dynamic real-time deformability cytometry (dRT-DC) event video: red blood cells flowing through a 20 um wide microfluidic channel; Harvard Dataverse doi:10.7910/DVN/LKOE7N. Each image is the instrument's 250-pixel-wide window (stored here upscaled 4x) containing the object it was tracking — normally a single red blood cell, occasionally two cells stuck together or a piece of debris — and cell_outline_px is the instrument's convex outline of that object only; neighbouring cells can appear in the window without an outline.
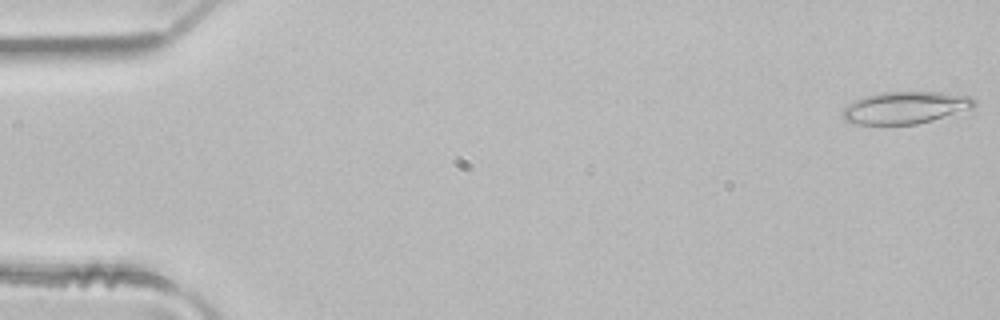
{"species": "common noctule bat (a hibernating species)", "species_latin": "Nyctalus noctula", "temperature_condition": "room temperature", "stored_images_in_passage": 49, "camera_frame_rate_fps": 3000, "um_per_image_px": 0.085, "animal": {"sex": "male", "body_mass_g": 21.5, "forearm_length_mm": 52.0}, "frame": {"image": 1, "passage_image": 1, "time_ms": 0.0, "image_size_px": [1000, 320], "cell_outline_px": [[976, 104], [972, 108], [932, 120], [916, 124], [852, 124], [844, 120], [844, 108], [848, 104], [864, 96], [880, 92], [940, 92], [972, 96], [976, 100]], "centroid_in_image_um": [76.97, 9.14], "position_along_channel_um": 8.0, "area_um2": 24.57}}
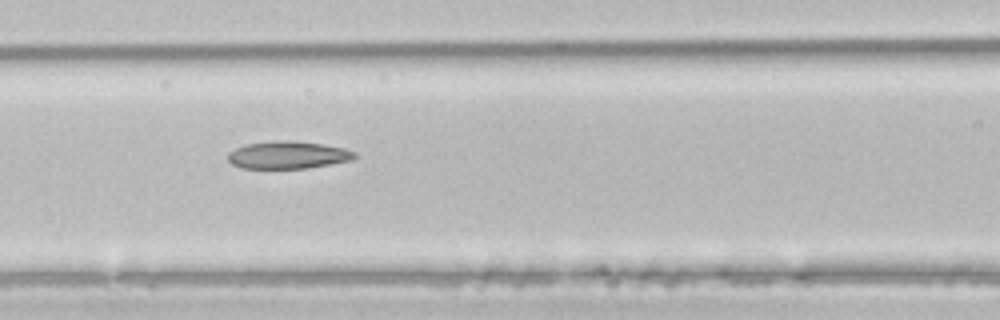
{"frame": {"image": 2, "passage_image": 21, "time_ms": 6.667, "image_size_px": [1000, 320], "cell_outline_px": [[360, 156], [352, 160], [308, 168], [240, 168], [232, 164], [228, 160], [228, 152], [236, 148], [248, 144], [276, 140], [292, 140], [324, 144], [344, 148], [356, 152]], "centroid_in_image_um": [24.52, 13.17], "position_along_channel_um": 142.1, "area_um2": 20.46}}
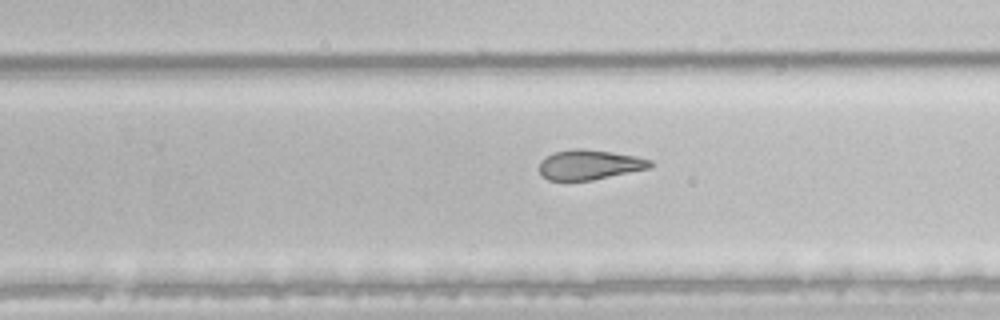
{"frame": {"image": 3, "passage_image": 31, "time_ms": 10.0, "image_size_px": [1000, 320], "cell_outline_px": [[656, 164], [652, 168], [592, 180], [548, 180], [540, 172], [540, 160], [552, 152], [576, 148], [584, 148], [612, 152], [636, 156], [652, 160]], "centroid_in_image_um": [50.15, 13.99], "position_along_channel_um": 279.6, "area_um2": 19.54}, "authors_computed_cell_mechanics": {"area_um2": 23.12, "velocity_mm_per_s": 4.1398, "shape_relaxation_time_tau1_ms": 8.3288, "shape_relaxation_time_tau2_ms": 3.8812, "deformation_change_tau1": 0.2132, "deformation_change_tau2": 0.1375}}